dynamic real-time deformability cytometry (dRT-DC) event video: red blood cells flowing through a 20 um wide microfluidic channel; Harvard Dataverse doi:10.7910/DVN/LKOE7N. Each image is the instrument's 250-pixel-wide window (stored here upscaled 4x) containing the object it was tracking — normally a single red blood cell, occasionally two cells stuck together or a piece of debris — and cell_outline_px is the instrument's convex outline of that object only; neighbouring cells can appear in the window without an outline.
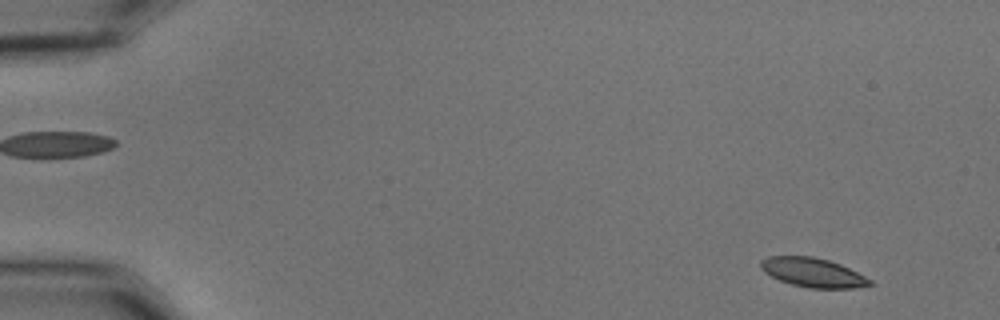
{"species": "common noctule bat (a hibernating species)", "species_latin": "Nyctalus noctula", "temperature_condition": "cold", "stored_images_in_passage": 38, "camera_frame_rate_fps": 3000, "um_per_image_px": 0.085, "animal": {"sex": "male", "body_mass_g": 15.6}, "frame": {"image": 1, "passage_image": 2, "time_ms": 0.333, "image_size_px": [1000, 320], "cell_outline_px": [[876, 284], [856, 288], [808, 288], [792, 284], [780, 280], [764, 272], [760, 268], [760, 260], [768, 256], [812, 256], [828, 260], [840, 264], [872, 280]], "centroid_in_image_um": [69.1, 23.16], "position_along_channel_um": 15.9, "area_um2": 18.55}}
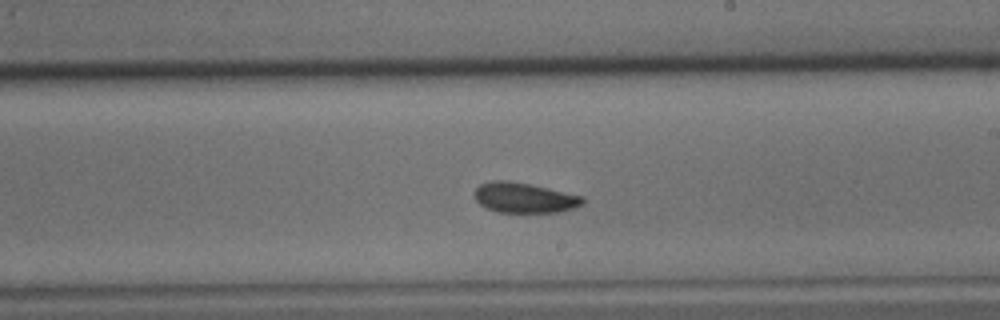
{"frame": {"image": 2, "passage_image": 31, "time_ms": 10.0, "image_size_px": [1000, 320], "cell_outline_px": [[584, 204], [576, 208], [556, 212], [500, 212], [488, 208], [480, 204], [476, 200], [472, 192], [480, 184], [492, 180], [508, 180], [548, 188], [584, 196]], "centroid_in_image_um": [44.57, 16.8], "position_along_channel_um": 244.4, "area_um2": 19.07}}
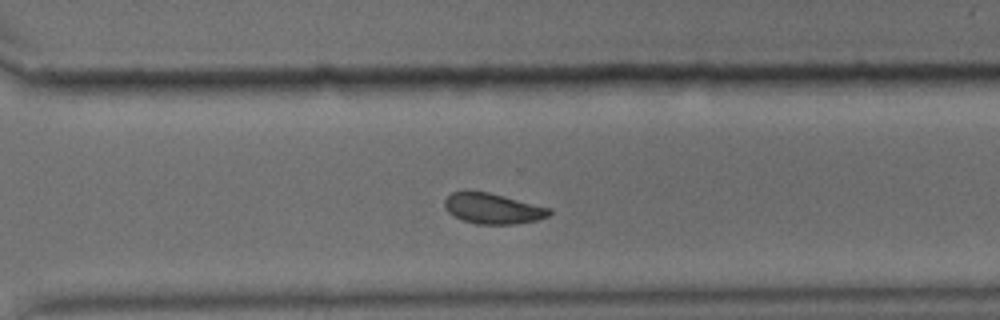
{"frame": {"image": 3, "passage_image": 38, "time_ms": 12.333, "image_size_px": [1000, 320], "cell_outline_px": [[552, 212], [548, 216], [536, 220], [516, 224], [476, 224], [452, 216], [444, 208], [444, 200], [452, 192], [464, 188], [488, 192], [552, 208]], "centroid_in_image_um": [41.84, 17.7], "position_along_channel_um": 328.8, "area_um2": 19.07}}